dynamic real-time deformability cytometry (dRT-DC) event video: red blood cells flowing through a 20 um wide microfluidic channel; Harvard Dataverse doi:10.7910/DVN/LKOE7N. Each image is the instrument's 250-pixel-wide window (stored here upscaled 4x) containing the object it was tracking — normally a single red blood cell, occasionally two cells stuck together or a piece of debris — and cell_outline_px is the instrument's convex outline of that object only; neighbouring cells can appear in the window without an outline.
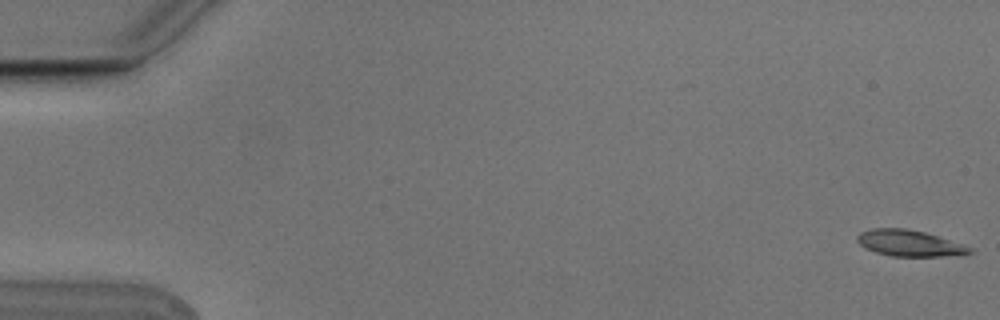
{"species": "Egyptian fruit bat (a non-hibernating species)", "species_latin": "Rousettus aegyptiacus", "temperature_condition": "cold", "stored_images_in_passage": 8, "camera_frame_rate_fps": 3000, "um_per_image_px": 0.085, "animal": {"sex": "male"}, "frame": {"image": 1, "passage_image": 1, "time_ms": 0.0, "image_size_px": [1000, 320], "cell_outline_px": [[972, 252], [940, 256], [892, 256], [876, 252], [860, 244], [856, 240], [856, 236], [860, 232], [872, 228], [908, 228], [924, 232], [972, 248]], "centroid_in_image_um": [77.21, 20.65], "position_along_channel_um": 7.8, "area_um2": 16.7}}
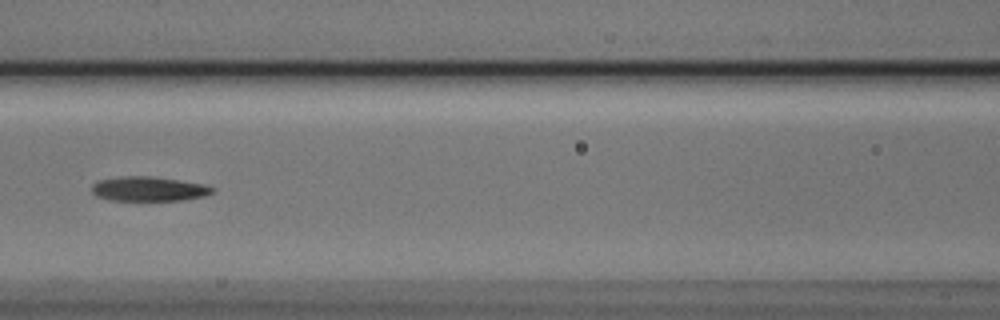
{"frame": {"image": 2, "passage_image": 8, "time_ms": 2.333, "image_size_px": [1000, 320], "cell_outline_px": [[216, 192], [204, 196], [184, 200], [108, 200], [96, 196], [92, 192], [92, 184], [100, 180], [124, 176], [152, 176], [204, 184], [216, 188]], "centroid_in_image_um": [12.68, 16.06], "position_along_channel_um": 153.9, "area_um2": 17.28}}